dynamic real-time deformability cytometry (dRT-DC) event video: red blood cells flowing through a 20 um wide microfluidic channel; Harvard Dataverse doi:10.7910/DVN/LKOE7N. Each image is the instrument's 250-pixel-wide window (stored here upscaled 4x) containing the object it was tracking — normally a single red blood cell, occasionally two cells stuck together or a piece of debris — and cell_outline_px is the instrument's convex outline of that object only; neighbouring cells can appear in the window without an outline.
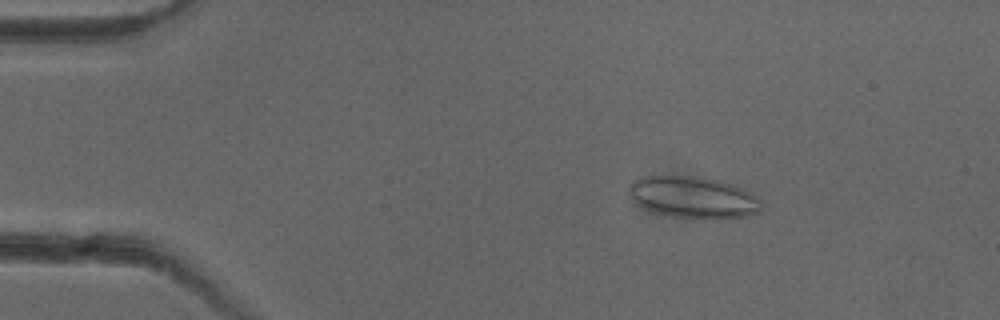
{"species": "common noctule bat (a hibernating species)", "species_latin": "Nyctalus noctula", "temperature_condition": "cold", "stored_images_in_passage": 51, "camera_frame_rate_fps": 3000, "um_per_image_px": 0.085, "animal": {"sex": "female"}, "frame": {"image": 1, "passage_image": 8, "time_ms": 2.333, "image_size_px": [1000, 320], "cell_outline_px": [[760, 212], [748, 216], [676, 216], [656, 212], [636, 204], [632, 200], [628, 188], [632, 180], [644, 176], [696, 176], [716, 180], [732, 184], [748, 192], [760, 200]], "centroid_in_image_um": [58.85, 16.72], "position_along_channel_um": 26.1, "area_um2": 30.98}}
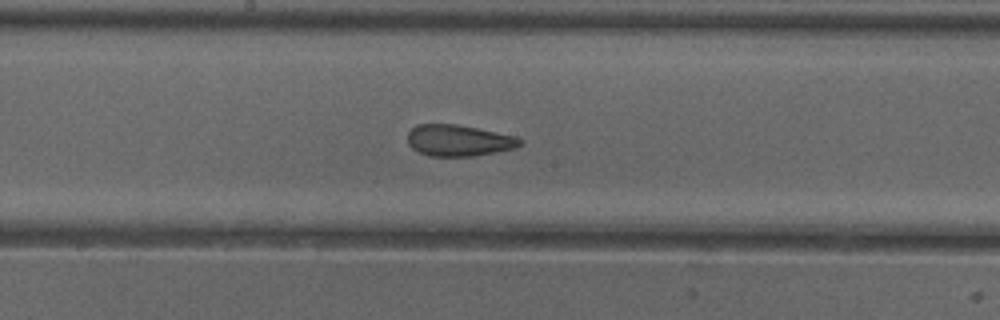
{"frame": {"image": 2, "passage_image": 27, "time_ms": 8.667, "image_size_px": [1000, 320], "cell_outline_px": [[524, 140], [516, 148], [472, 156], [428, 156], [412, 148], [408, 144], [408, 132], [416, 124], [456, 124], [516, 136]], "centroid_in_image_um": [38.97, 11.94], "position_along_channel_um": 209.2, "area_um2": 20.46}}
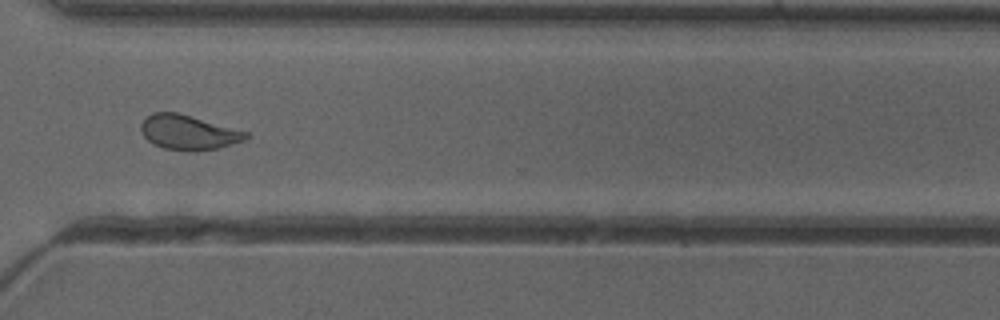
{"frame": {"image": 3, "passage_image": 38, "time_ms": 12.333, "image_size_px": [1000, 320], "cell_outline_px": [[252, 136], [248, 140], [220, 148], [196, 152], [188, 152], [164, 148], [148, 140], [144, 136], [140, 128], [140, 124], [152, 112], [176, 112], [248, 132]], "centroid_in_image_um": [16.07, 11.28], "position_along_channel_um": 354.5, "area_um2": 21.39}, "authors_computed_cell_mechanics": {"area_um2": 22.0796, "velocity_mm_per_s": 3.9867, "shape_relaxation_time_tau1_ms": null, "shape_relaxation_time_tau2_ms": 1.4971, "deformation_change_tau1": null, "deformation_change_tau2": 0.088}}